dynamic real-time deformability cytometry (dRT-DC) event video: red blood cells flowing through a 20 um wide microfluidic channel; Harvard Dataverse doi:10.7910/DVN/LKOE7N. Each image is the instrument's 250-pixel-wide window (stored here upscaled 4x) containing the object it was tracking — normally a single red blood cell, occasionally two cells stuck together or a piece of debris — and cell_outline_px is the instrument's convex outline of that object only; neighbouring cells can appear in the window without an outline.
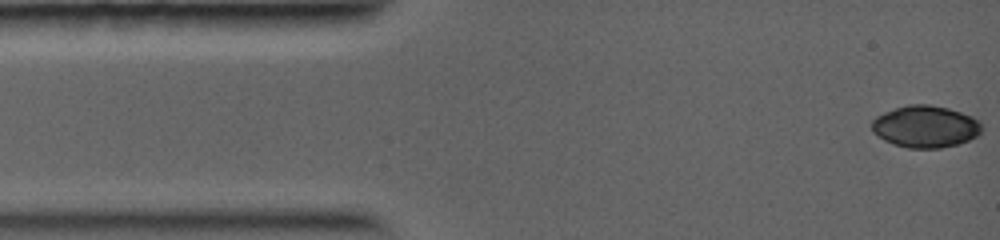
{"species": "common noctule bat (a hibernating species)", "species_latin": "Nyctalus noctula", "temperature_condition": "warm", "stored_images_in_passage": 5, "camera_frame_rate_fps": 5000, "um_per_image_px": 0.085, "animal": {"sex": "female", "body_mass_g": 19.0, "forearm_length_mm": 56.7}, "frame": {"image": 1, "passage_image": 1, "time_ms": 0.0, "image_size_px": [1000, 240], "cell_outline_px": [[980, 132], [976, 136], [968, 140], [956, 144], [940, 148], [908, 148], [892, 144], [884, 140], [872, 132], [872, 120], [876, 116], [884, 112], [908, 104], [928, 104], [948, 108], [972, 116], [980, 124]], "centroid_in_image_um": [78.61, 10.76], "position_along_channel_um": 6.4, "area_um2": 26.7}}
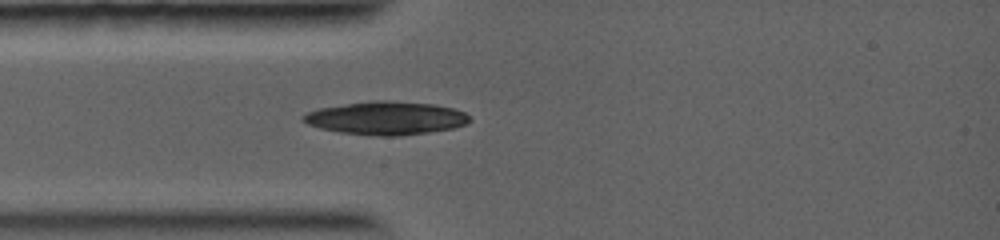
{"frame": {"image": 2, "passage_image": 5, "time_ms": 2.6, "image_size_px": [1000, 240], "cell_outline_px": [[472, 120], [464, 124], [452, 128], [428, 132], [396, 136], [380, 136], [340, 132], [320, 128], [308, 124], [300, 120], [300, 116], [308, 112], [320, 108], [372, 100], [388, 100], [436, 104], [452, 108], [464, 112]], "centroid_in_image_um": [32.8, 10.03], "position_along_channel_um": 52.2, "area_um2": 32.08}}